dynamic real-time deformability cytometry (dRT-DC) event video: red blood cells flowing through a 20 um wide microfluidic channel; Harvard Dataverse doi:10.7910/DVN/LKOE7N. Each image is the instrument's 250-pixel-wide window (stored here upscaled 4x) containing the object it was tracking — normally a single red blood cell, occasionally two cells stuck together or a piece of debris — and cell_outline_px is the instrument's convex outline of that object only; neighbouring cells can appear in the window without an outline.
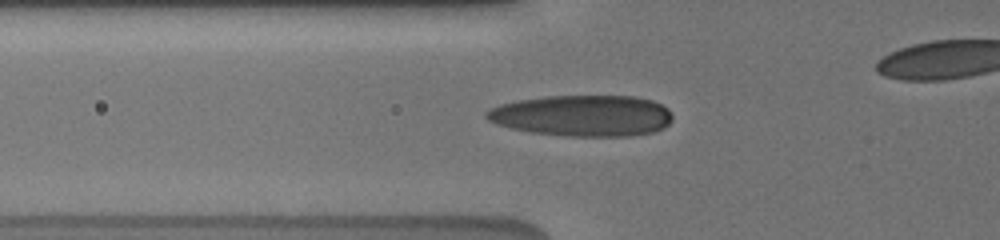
{"species": "human", "species_latin": "Homo sapiens", "temperature_condition": "cold", "stored_images_in_passage": 32, "camera_frame_rate_fps": 3000, "um_per_image_px": 0.085, "donor": {"sex": "male"}, "frame": {"image": 1, "passage_image": 2, "time_ms": 0.333, "image_size_px": [1000, 240], "cell_outline_px": [[672, 120], [664, 128], [652, 132], [628, 136], [568, 136], [532, 132], [512, 128], [496, 124], [488, 120], [484, 116], [484, 112], [488, 108], [500, 104], [516, 100], [544, 96], [632, 96], [652, 100], [668, 108], [672, 116]], "centroid_in_image_um": [49.48, 9.82], "position_along_channel_um": 76.3, "area_um2": 44.85}}
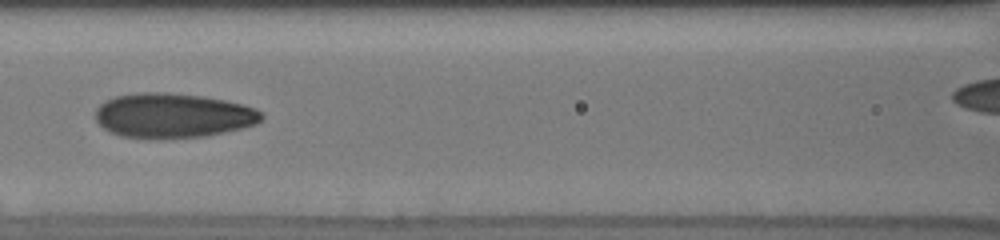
{"frame": {"image": 2, "passage_image": 9, "time_ms": 2.333, "image_size_px": [1000, 240], "cell_outline_px": [[264, 116], [256, 124], [244, 128], [208, 136], [120, 136], [104, 128], [96, 120], [96, 108], [104, 100], [116, 96], [136, 92], [164, 92], [200, 96], [224, 100], [256, 108]], "centroid_in_image_um": [14.71, 9.78], "position_along_channel_um": 151.9, "area_um2": 42.43}}
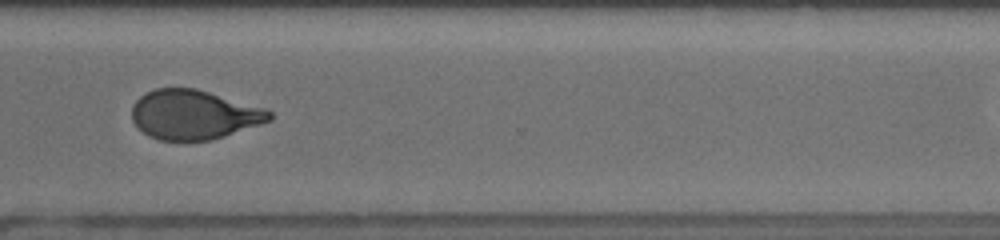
{"frame": {"image": 3, "passage_image": 23, "time_ms": 7.667, "image_size_px": [1000, 240], "cell_outline_px": [[272, 120], [212, 140], [160, 140], [148, 136], [132, 120], [132, 104], [140, 96], [156, 88], [196, 88], [268, 108], [272, 112]], "centroid_in_image_um": [16.51, 9.73], "position_along_channel_um": 354.1, "area_um2": 39.71}}